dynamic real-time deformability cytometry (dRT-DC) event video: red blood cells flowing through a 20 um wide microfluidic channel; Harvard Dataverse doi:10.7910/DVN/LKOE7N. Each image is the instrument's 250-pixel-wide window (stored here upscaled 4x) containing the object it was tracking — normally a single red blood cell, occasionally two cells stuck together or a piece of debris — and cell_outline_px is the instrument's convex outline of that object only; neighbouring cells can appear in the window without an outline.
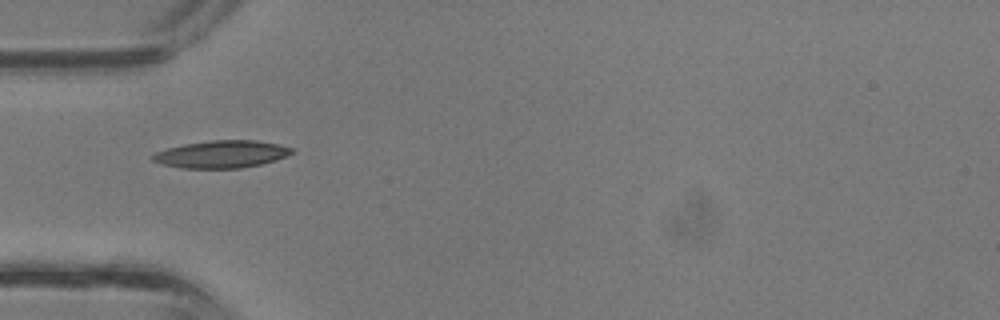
{"species": "common noctule bat (a hibernating species)", "species_latin": "Nyctalus noctula", "temperature_condition": "room temperature", "stored_images_in_passage": 27, "camera_frame_rate_fps": 3000, "um_per_image_px": 0.085, "animal": {"sex": "male", "body_mass_g": 13.3}, "frame": {"image": 1, "passage_image": 1, "time_ms": 0.0, "image_size_px": [1000, 320], "cell_outline_px": [[296, 152], [288, 156], [276, 160], [260, 164], [240, 168], [180, 168], [164, 164], [152, 160], [152, 156], [156, 152], [168, 148], [184, 144], [212, 140], [256, 140], [276, 144], [292, 148]], "centroid_in_image_um": [18.87, 13.1], "position_along_channel_um": 66.1, "area_um2": 22.08}}
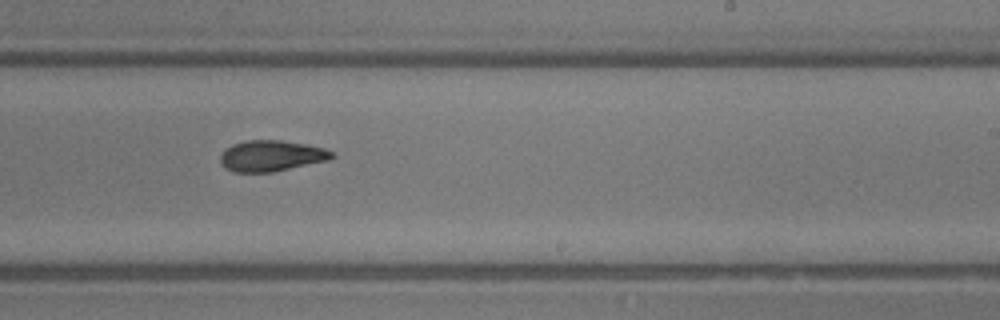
{"frame": {"image": 2, "passage_image": 12, "time_ms": 3.667, "image_size_px": [1000, 320], "cell_outline_px": [[336, 156], [328, 160], [272, 172], [232, 172], [224, 168], [220, 164], [220, 156], [224, 148], [232, 144], [244, 140], [280, 140], [304, 144], [324, 148], [332, 152]], "centroid_in_image_um": [23.0, 13.24], "position_along_channel_um": 266.0, "area_um2": 20.23}}
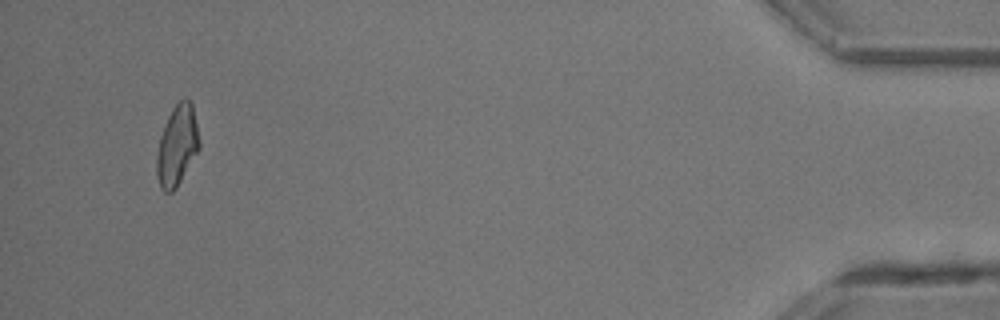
{"frame": {"image": 3, "passage_image": 25, "time_ms": 8.0, "image_size_px": [1000, 320], "cell_outline_px": [[200, 148], [176, 188], [172, 192], [164, 192], [160, 188], [156, 176], [156, 156], [160, 136], [168, 116], [172, 108], [184, 96], [188, 96], [192, 100], [200, 144]], "centroid_in_image_um": [15.05, 12.35], "position_along_channel_um": 420.1, "area_um2": 20.23}}